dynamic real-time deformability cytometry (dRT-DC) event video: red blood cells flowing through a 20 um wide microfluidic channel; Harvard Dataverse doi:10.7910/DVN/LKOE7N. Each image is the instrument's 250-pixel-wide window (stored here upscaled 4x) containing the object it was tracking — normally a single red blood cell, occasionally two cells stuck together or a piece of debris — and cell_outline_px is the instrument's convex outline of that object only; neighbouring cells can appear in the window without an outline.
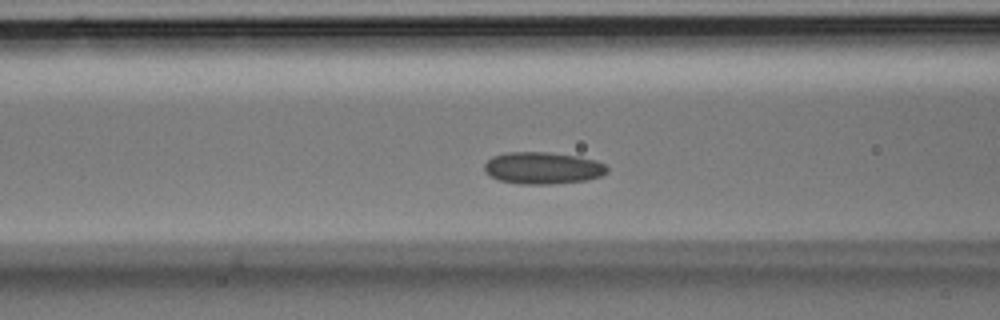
{"species": "Egyptian fruit bat (a non-hibernating species)", "species_latin": "Rousettus aegyptiacus", "temperature_condition": "room temperature", "stored_images_in_passage": 37, "camera_frame_rate_fps": 3000, "um_per_image_px": 0.085, "animal": {"sex": "male"}, "frame": {"image": 1, "passage_image": 13, "time_ms": 4.0, "image_size_px": [1000, 320], "cell_outline_px": [[608, 172], [600, 176], [588, 180], [552, 184], [520, 184], [500, 180], [484, 172], [484, 164], [492, 156], [508, 152], [548, 152], [580, 156], [596, 160], [604, 164], [608, 168]], "centroid_in_image_um": [46.15, 14.28], "position_along_channel_um": 120.4, "area_um2": 23.0}}
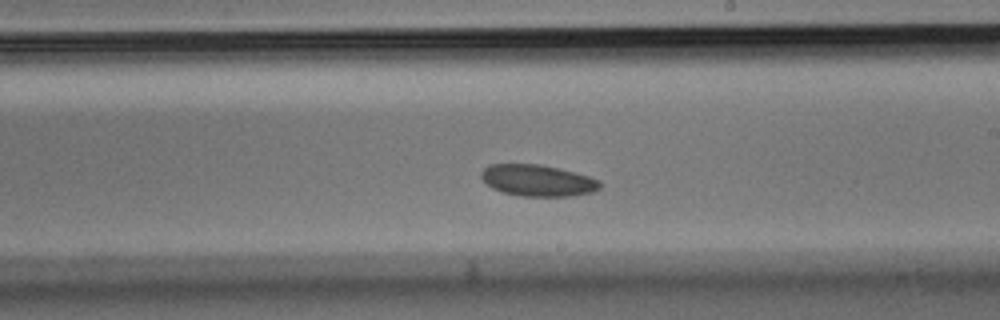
{"frame": {"image": 2, "passage_image": 20, "time_ms": 6.333, "image_size_px": [1000, 320], "cell_outline_px": [[600, 188], [592, 192], [572, 196], [520, 196], [504, 192], [492, 188], [480, 176], [480, 172], [488, 164], [540, 164], [588, 176], [600, 180]], "centroid_in_image_um": [45.68, 15.34], "position_along_channel_um": 243.3, "area_um2": 21.62}}
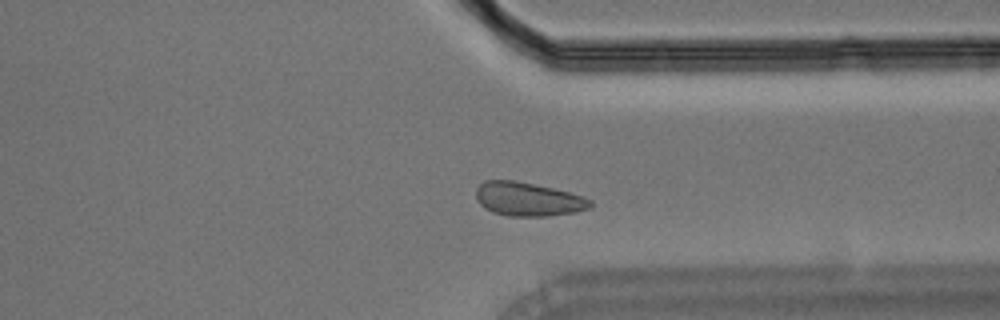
{"frame": {"image": 3, "passage_image": 27, "time_ms": 8.667, "image_size_px": [1000, 320], "cell_outline_px": [[592, 204], [588, 208], [576, 212], [548, 216], [508, 216], [492, 212], [484, 208], [476, 200], [476, 188], [484, 180], [512, 180], [552, 188], [584, 196], [592, 200]], "centroid_in_image_um": [44.86, 16.94], "position_along_channel_um": 366.5, "area_um2": 22.48}}